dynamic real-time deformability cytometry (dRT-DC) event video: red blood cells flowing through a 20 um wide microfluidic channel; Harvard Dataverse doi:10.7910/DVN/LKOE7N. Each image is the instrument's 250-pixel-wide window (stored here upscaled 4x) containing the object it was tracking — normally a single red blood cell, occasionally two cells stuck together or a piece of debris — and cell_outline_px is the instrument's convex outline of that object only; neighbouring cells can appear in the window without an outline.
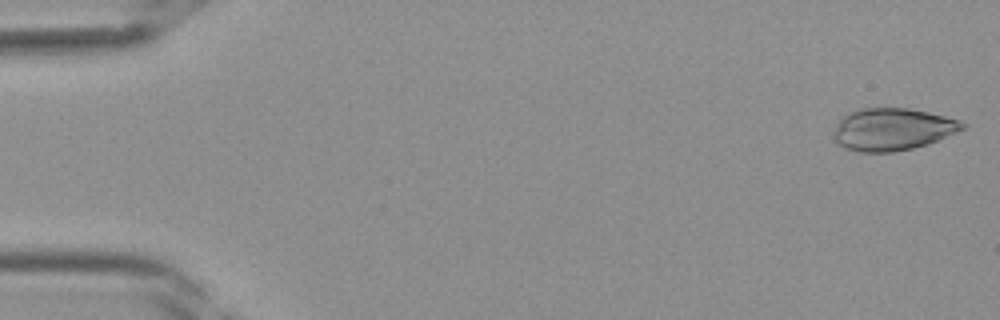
{"species": "Egyptian fruit bat (a non-hibernating species)", "species_latin": "Rousettus aegyptiacus", "temperature_condition": "room temperature", "stored_images_in_passage": 40, "camera_frame_rate_fps": 3000, "um_per_image_px": 0.085, "frame": {"image": 1, "passage_image": 1, "time_ms": 0.0, "image_size_px": [1000, 320], "cell_outline_px": [[968, 124], [964, 128], [956, 132], [928, 144], [912, 148], [892, 152], [860, 152], [844, 148], [836, 144], [832, 140], [832, 132], [836, 124], [844, 116], [860, 108], [908, 108], [928, 112], [960, 120]], "centroid_in_image_um": [75.82, 11.0], "position_along_channel_um": 9.2, "area_um2": 31.85}}
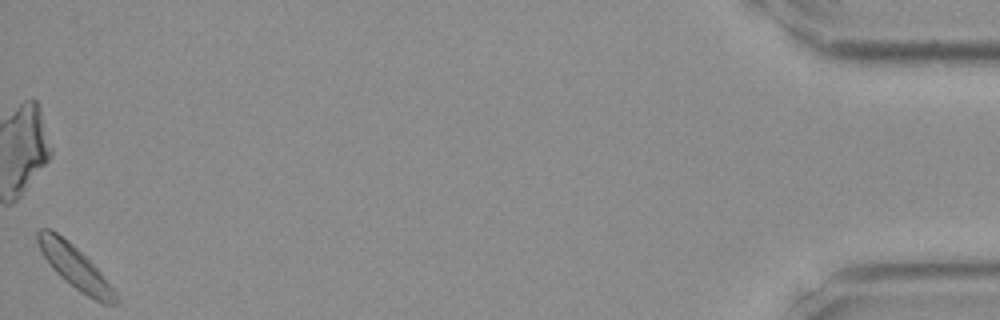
{"frame": {"image": 2, "passage_image": 40, "time_ms": 13.0, "image_size_px": [1000, 320], "cell_outline_px": [[120, 300], [116, 304], [100, 304], [80, 292], [64, 280], [52, 268], [40, 252], [36, 240], [36, 232], [40, 228], [48, 228], [56, 232], [68, 240], [100, 272], [116, 292]], "centroid_in_image_um": [6.35, 22.72], "position_along_channel_um": 428.8, "area_um2": 19.48}}